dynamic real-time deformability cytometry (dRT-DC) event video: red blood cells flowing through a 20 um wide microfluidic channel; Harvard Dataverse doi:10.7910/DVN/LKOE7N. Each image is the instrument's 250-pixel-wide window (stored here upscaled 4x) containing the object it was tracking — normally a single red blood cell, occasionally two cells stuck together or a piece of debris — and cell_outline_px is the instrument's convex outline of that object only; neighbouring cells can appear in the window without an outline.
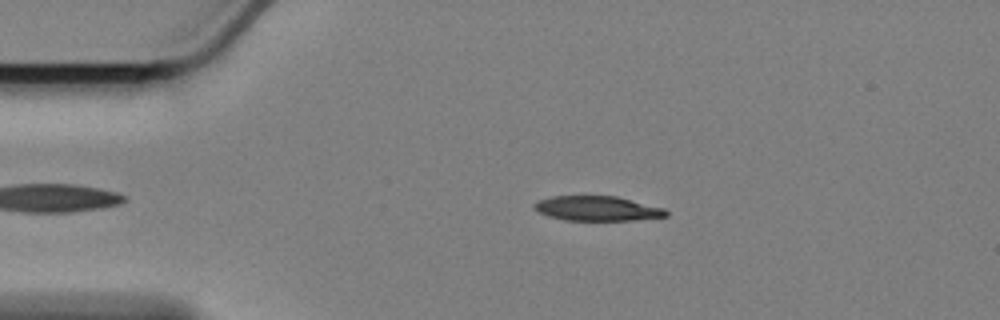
{"species": "Egyptian fruit bat (a non-hibernating species)", "species_latin": "Rousettus aegyptiacus", "temperature_condition": "cold", "stored_images_in_passage": 46, "camera_frame_rate_fps": 3000, "um_per_image_px": 0.085, "animal": {"sex": "female"}, "frame": {"image": 1, "passage_image": 6, "time_ms": 1.667, "image_size_px": [1000, 320], "cell_outline_px": [[668, 216], [632, 220], [564, 220], [548, 216], [532, 208], [532, 204], [540, 200], [552, 196], [616, 196], [664, 208], [668, 212]], "centroid_in_image_um": [50.75, 17.72], "position_along_channel_um": 34.3, "area_um2": 18.9}}
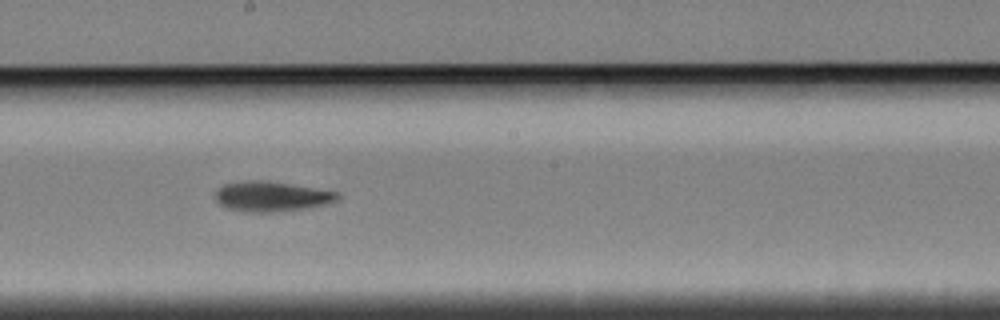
{"frame": {"image": 2, "passage_image": 26, "time_ms": 8.333, "image_size_px": [1000, 320], "cell_outline_px": [[340, 200], [328, 204], [308, 208], [280, 212], [244, 212], [228, 208], [220, 204], [216, 200], [216, 192], [224, 184], [240, 180], [268, 180], [340, 192]], "centroid_in_image_um": [23.14, 16.69], "position_along_channel_um": 225.1, "area_um2": 21.85}}
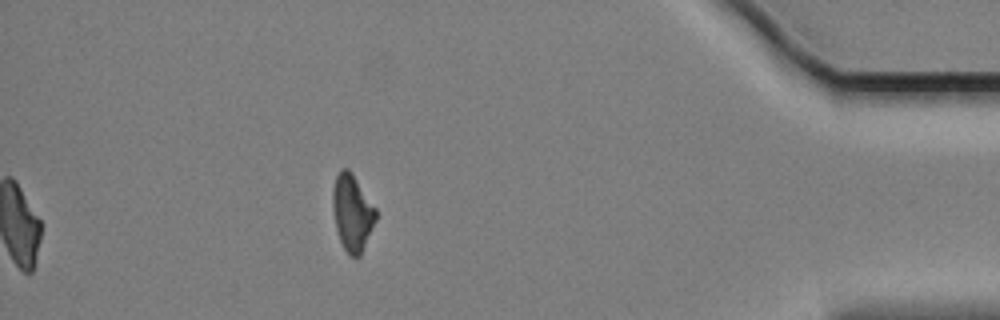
{"frame": {"image": 3, "passage_image": 46, "time_ms": 15.0, "image_size_px": [1000, 320], "cell_outline_px": [[376, 220], [360, 256], [348, 256], [340, 240], [336, 228], [332, 208], [332, 192], [336, 176], [340, 168], [348, 168], [352, 172], [376, 208]], "centroid_in_image_um": [29.93, 18.05], "position_along_channel_um": 405.3, "area_um2": 19.25}, "authors_computed_cell_mechanics": {"area_um2": 20.9525, "velocity_mm_per_s": 3.4028, "shape_relaxation_time_tau1_ms": 4.5117, "shape_relaxation_time_tau2_ms": null, "deformation_change_tau1": 0.1202, "deformation_change_tau2": null}}